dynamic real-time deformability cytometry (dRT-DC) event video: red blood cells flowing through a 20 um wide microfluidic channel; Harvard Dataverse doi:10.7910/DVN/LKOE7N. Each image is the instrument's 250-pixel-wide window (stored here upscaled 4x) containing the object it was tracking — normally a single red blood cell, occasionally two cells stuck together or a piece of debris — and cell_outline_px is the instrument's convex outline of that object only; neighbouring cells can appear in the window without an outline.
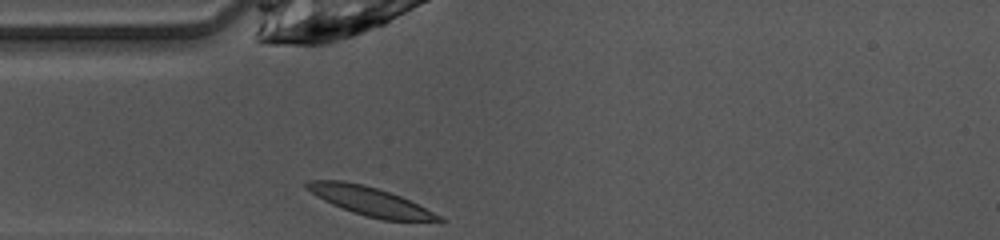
{"species": "common noctule bat (a hibernating species)", "species_latin": "Nyctalus noctula", "temperature_condition": "warm", "stored_images_in_passage": 26, "camera_frame_rate_fps": 3000, "um_per_image_px": 0.085, "animal": {"sex": "female", "body_mass_g": 10.0, "forearm_length_mm": 53.1}, "frame": {"image": 1, "passage_image": 1, "time_ms": 0.0, "image_size_px": [1000, 240], "cell_outline_px": [[444, 220], [384, 220], [352, 212], [332, 204], [316, 196], [304, 188], [304, 184], [308, 180], [340, 180], [364, 184], [400, 196], [440, 216]], "centroid_in_image_um": [31.32, 17.07], "position_along_channel_um": 53.7, "area_um2": 21.44}}
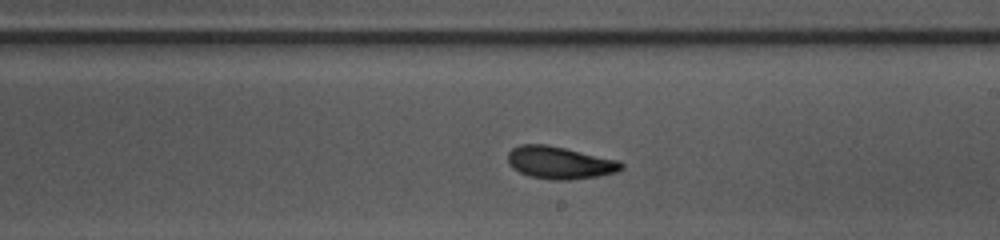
{"frame": {"image": 2, "passage_image": 15, "time_ms": 4.667, "image_size_px": [1000, 240], "cell_outline_px": [[624, 168], [616, 172], [600, 176], [568, 180], [552, 180], [532, 176], [520, 172], [512, 168], [508, 164], [508, 152], [512, 148], [520, 144], [548, 144], [620, 160], [624, 164]], "centroid_in_image_um": [47.6, 13.82], "position_along_channel_um": 241.4, "area_um2": 21.68}}
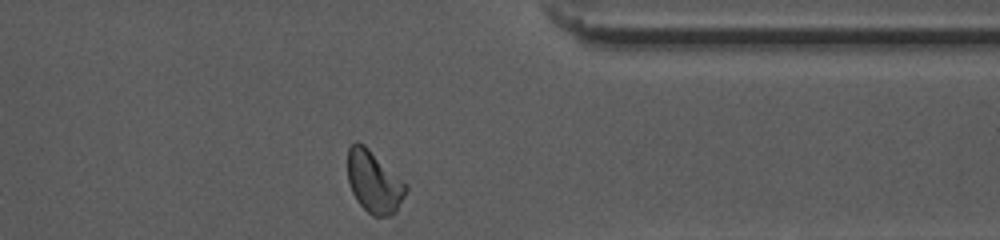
{"frame": {"image": 3, "passage_image": 26, "time_ms": 8.333, "image_size_px": [1000, 240], "cell_outline_px": [[408, 188], [396, 212], [392, 216], [372, 216], [356, 200], [352, 192], [348, 180], [348, 148], [356, 140], [364, 144], [408, 184]], "centroid_in_image_um": [31.8, 15.46], "position_along_channel_um": 379.6, "area_um2": 21.15}, "authors_computed_cell_mechanics": {"area_um2": 20.8658, "velocity_mm_per_s": 4.0635, "shape_relaxation_time_tau1_ms": 2.886, "shape_relaxation_time_tau2_ms": 1.8446, "deformation_change_tau1": 0.1395, "deformation_change_tau2": 0.0797}}